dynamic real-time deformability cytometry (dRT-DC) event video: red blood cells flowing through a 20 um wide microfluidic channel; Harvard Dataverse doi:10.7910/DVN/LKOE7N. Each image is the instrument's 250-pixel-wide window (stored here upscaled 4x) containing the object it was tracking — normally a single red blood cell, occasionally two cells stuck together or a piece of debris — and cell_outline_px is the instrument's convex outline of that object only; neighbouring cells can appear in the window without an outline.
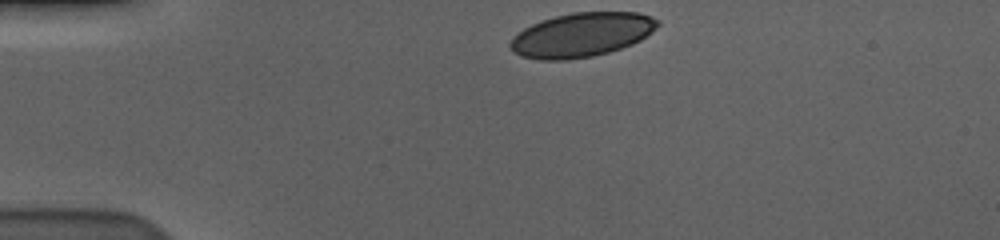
{"species": "human", "species_latin": "Homo sapiens", "temperature_condition": "cold", "stored_images_in_passage": 36, "camera_frame_rate_fps": 3000, "um_per_image_px": 0.085, "donor": {"sex": "male"}, "frame": {"image": 1, "passage_image": 1, "time_ms": 0.0, "image_size_px": [1000, 240], "cell_outline_px": [[660, 24], [652, 32], [640, 40], [632, 44], [608, 52], [592, 56], [568, 60], [540, 60], [520, 56], [512, 52], [508, 44], [512, 36], [524, 28], [540, 20], [572, 12], [636, 12], [660, 20]], "centroid_in_image_um": [49.4, 2.96], "position_along_channel_um": 35.6, "area_um2": 38.09}}
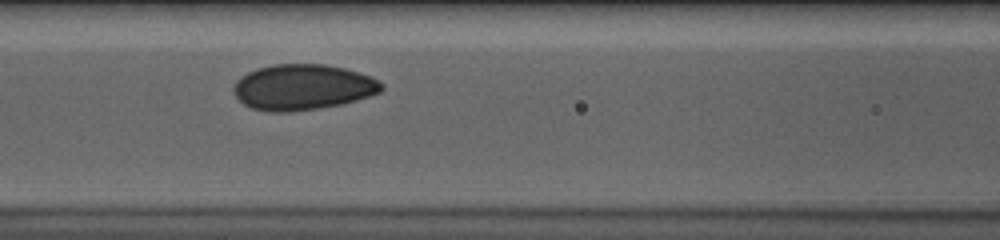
{"frame": {"image": 2, "passage_image": 14, "time_ms": 4.333, "image_size_px": [1000, 240], "cell_outline_px": [[384, 88], [380, 92], [356, 100], [340, 104], [320, 108], [288, 112], [268, 112], [252, 108], [244, 104], [232, 92], [232, 88], [236, 80], [240, 76], [256, 68], [272, 64], [324, 64], [344, 68], [380, 80], [384, 84]], "centroid_in_image_um": [25.7, 7.41], "position_along_channel_um": 140.9, "area_um2": 39.48}}
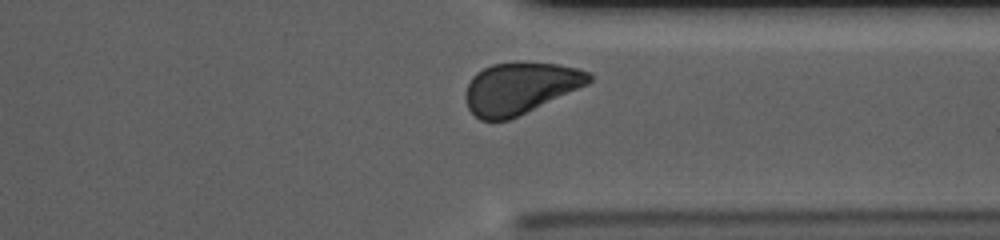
{"frame": {"image": 3, "passage_image": 33, "time_ms": 10.667, "image_size_px": [1000, 240], "cell_outline_px": [[592, 80], [588, 84], [508, 120], [480, 120], [468, 108], [464, 96], [464, 92], [472, 76], [476, 72], [492, 64], [560, 64], [576, 68], [588, 72], [592, 76]], "centroid_in_image_um": [44.17, 7.51], "position_along_channel_um": 367.2, "area_um2": 36.3}, "authors_computed_cell_mechanics": {"area_um2": 38.3214, "velocity_mm_per_s": 3.5809, "shape_relaxation_time_tau1_ms": 2.8122, "shape_relaxation_time_tau2_ms": null, "deformation_change_tau1": 0.0968, "deformation_change_tau2": null}}